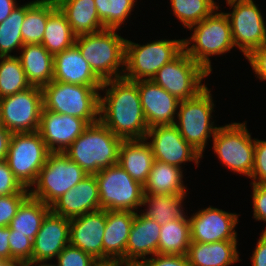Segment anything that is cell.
I'll return each mask as SVG.
<instances>
[{
	"mask_svg": "<svg viewBox=\"0 0 266 266\" xmlns=\"http://www.w3.org/2000/svg\"><path fill=\"white\" fill-rule=\"evenodd\" d=\"M99 120L122 140L145 139L148 132L137 81L124 77L103 82Z\"/></svg>",
	"mask_w": 266,
	"mask_h": 266,
	"instance_id": "6da1fadb",
	"label": "cell"
},
{
	"mask_svg": "<svg viewBox=\"0 0 266 266\" xmlns=\"http://www.w3.org/2000/svg\"><path fill=\"white\" fill-rule=\"evenodd\" d=\"M122 141L99 120L89 124L64 153L88 175H95L103 168L118 164Z\"/></svg>",
	"mask_w": 266,
	"mask_h": 266,
	"instance_id": "7a4b0ae2",
	"label": "cell"
},
{
	"mask_svg": "<svg viewBox=\"0 0 266 266\" xmlns=\"http://www.w3.org/2000/svg\"><path fill=\"white\" fill-rule=\"evenodd\" d=\"M116 31L119 29L105 28L96 33L76 36L75 45L103 82L124 75L127 39Z\"/></svg>",
	"mask_w": 266,
	"mask_h": 266,
	"instance_id": "3957f363",
	"label": "cell"
},
{
	"mask_svg": "<svg viewBox=\"0 0 266 266\" xmlns=\"http://www.w3.org/2000/svg\"><path fill=\"white\" fill-rule=\"evenodd\" d=\"M218 10L219 8L201 22L191 26V37L183 39L184 51L209 74L213 70L210 57L225 55L235 47L230 21L225 12Z\"/></svg>",
	"mask_w": 266,
	"mask_h": 266,
	"instance_id": "277c9868",
	"label": "cell"
},
{
	"mask_svg": "<svg viewBox=\"0 0 266 266\" xmlns=\"http://www.w3.org/2000/svg\"><path fill=\"white\" fill-rule=\"evenodd\" d=\"M52 80L43 86V109L84 119L88 124L99 121L100 88Z\"/></svg>",
	"mask_w": 266,
	"mask_h": 266,
	"instance_id": "5b68a950",
	"label": "cell"
},
{
	"mask_svg": "<svg viewBox=\"0 0 266 266\" xmlns=\"http://www.w3.org/2000/svg\"><path fill=\"white\" fill-rule=\"evenodd\" d=\"M212 96L211 89L206 87L197 96L181 100L176 117L178 120L174 124L181 136L202 156L208 139L213 137L218 129L212 120V112H215Z\"/></svg>",
	"mask_w": 266,
	"mask_h": 266,
	"instance_id": "8992f818",
	"label": "cell"
},
{
	"mask_svg": "<svg viewBox=\"0 0 266 266\" xmlns=\"http://www.w3.org/2000/svg\"><path fill=\"white\" fill-rule=\"evenodd\" d=\"M183 39H160L147 44L126 40L123 77L131 81L151 80L157 71L184 50Z\"/></svg>",
	"mask_w": 266,
	"mask_h": 266,
	"instance_id": "52a82bcc",
	"label": "cell"
},
{
	"mask_svg": "<svg viewBox=\"0 0 266 266\" xmlns=\"http://www.w3.org/2000/svg\"><path fill=\"white\" fill-rule=\"evenodd\" d=\"M213 139V151L222 165L235 174L250 178L254 165L255 138L252 139L247 121L218 126Z\"/></svg>",
	"mask_w": 266,
	"mask_h": 266,
	"instance_id": "ba28073f",
	"label": "cell"
},
{
	"mask_svg": "<svg viewBox=\"0 0 266 266\" xmlns=\"http://www.w3.org/2000/svg\"><path fill=\"white\" fill-rule=\"evenodd\" d=\"M51 152L38 131L12 133L6 162L24 188L35 184Z\"/></svg>",
	"mask_w": 266,
	"mask_h": 266,
	"instance_id": "9c48e42d",
	"label": "cell"
},
{
	"mask_svg": "<svg viewBox=\"0 0 266 266\" xmlns=\"http://www.w3.org/2000/svg\"><path fill=\"white\" fill-rule=\"evenodd\" d=\"M86 175L87 173L64 152H51L39 171L35 184L29 189L30 195L50 206Z\"/></svg>",
	"mask_w": 266,
	"mask_h": 266,
	"instance_id": "30bf717a",
	"label": "cell"
},
{
	"mask_svg": "<svg viewBox=\"0 0 266 266\" xmlns=\"http://www.w3.org/2000/svg\"><path fill=\"white\" fill-rule=\"evenodd\" d=\"M100 208L133 211L142 208L143 185L135 181L119 164L103 168L95 174Z\"/></svg>",
	"mask_w": 266,
	"mask_h": 266,
	"instance_id": "8fae6325",
	"label": "cell"
},
{
	"mask_svg": "<svg viewBox=\"0 0 266 266\" xmlns=\"http://www.w3.org/2000/svg\"><path fill=\"white\" fill-rule=\"evenodd\" d=\"M210 74L184 50L162 66L152 80L180 101L197 96L207 85L203 79Z\"/></svg>",
	"mask_w": 266,
	"mask_h": 266,
	"instance_id": "7c38bea8",
	"label": "cell"
},
{
	"mask_svg": "<svg viewBox=\"0 0 266 266\" xmlns=\"http://www.w3.org/2000/svg\"><path fill=\"white\" fill-rule=\"evenodd\" d=\"M232 11L225 12L234 46L247 58L254 50L266 44V23L254 0H226Z\"/></svg>",
	"mask_w": 266,
	"mask_h": 266,
	"instance_id": "4fadbf2b",
	"label": "cell"
},
{
	"mask_svg": "<svg viewBox=\"0 0 266 266\" xmlns=\"http://www.w3.org/2000/svg\"><path fill=\"white\" fill-rule=\"evenodd\" d=\"M42 109V89L36 86L0 99L2 124L11 133L38 131Z\"/></svg>",
	"mask_w": 266,
	"mask_h": 266,
	"instance_id": "5bb4252c",
	"label": "cell"
},
{
	"mask_svg": "<svg viewBox=\"0 0 266 266\" xmlns=\"http://www.w3.org/2000/svg\"><path fill=\"white\" fill-rule=\"evenodd\" d=\"M151 138V139H150ZM151 146L154 160L182 168L186 162H194L199 166L203 156L195 150L173 125H157L150 127L145 137Z\"/></svg>",
	"mask_w": 266,
	"mask_h": 266,
	"instance_id": "9a60e30c",
	"label": "cell"
},
{
	"mask_svg": "<svg viewBox=\"0 0 266 266\" xmlns=\"http://www.w3.org/2000/svg\"><path fill=\"white\" fill-rule=\"evenodd\" d=\"M239 214L206 207L189 217L191 242L237 241Z\"/></svg>",
	"mask_w": 266,
	"mask_h": 266,
	"instance_id": "2e32d148",
	"label": "cell"
},
{
	"mask_svg": "<svg viewBox=\"0 0 266 266\" xmlns=\"http://www.w3.org/2000/svg\"><path fill=\"white\" fill-rule=\"evenodd\" d=\"M88 125L79 117L42 109L38 132L50 152H64Z\"/></svg>",
	"mask_w": 266,
	"mask_h": 266,
	"instance_id": "e0dca14e",
	"label": "cell"
},
{
	"mask_svg": "<svg viewBox=\"0 0 266 266\" xmlns=\"http://www.w3.org/2000/svg\"><path fill=\"white\" fill-rule=\"evenodd\" d=\"M140 102L148 127L173 125L180 100L151 80L137 81Z\"/></svg>",
	"mask_w": 266,
	"mask_h": 266,
	"instance_id": "ac0fdd59",
	"label": "cell"
},
{
	"mask_svg": "<svg viewBox=\"0 0 266 266\" xmlns=\"http://www.w3.org/2000/svg\"><path fill=\"white\" fill-rule=\"evenodd\" d=\"M107 210L86 213L70 219L69 244L90 254L103 263V236Z\"/></svg>",
	"mask_w": 266,
	"mask_h": 266,
	"instance_id": "d6986e66",
	"label": "cell"
},
{
	"mask_svg": "<svg viewBox=\"0 0 266 266\" xmlns=\"http://www.w3.org/2000/svg\"><path fill=\"white\" fill-rule=\"evenodd\" d=\"M100 209L96 177L88 174L50 205L52 213L68 219Z\"/></svg>",
	"mask_w": 266,
	"mask_h": 266,
	"instance_id": "ffe728a7",
	"label": "cell"
},
{
	"mask_svg": "<svg viewBox=\"0 0 266 266\" xmlns=\"http://www.w3.org/2000/svg\"><path fill=\"white\" fill-rule=\"evenodd\" d=\"M70 219L51 211L33 239L32 260L51 262L69 244Z\"/></svg>",
	"mask_w": 266,
	"mask_h": 266,
	"instance_id": "44dd1931",
	"label": "cell"
},
{
	"mask_svg": "<svg viewBox=\"0 0 266 266\" xmlns=\"http://www.w3.org/2000/svg\"><path fill=\"white\" fill-rule=\"evenodd\" d=\"M160 232L161 226L156 221L142 212H135L126 245V263L140 264L158 254Z\"/></svg>",
	"mask_w": 266,
	"mask_h": 266,
	"instance_id": "7402d4cb",
	"label": "cell"
},
{
	"mask_svg": "<svg viewBox=\"0 0 266 266\" xmlns=\"http://www.w3.org/2000/svg\"><path fill=\"white\" fill-rule=\"evenodd\" d=\"M135 212L107 210L103 236V263H126V245Z\"/></svg>",
	"mask_w": 266,
	"mask_h": 266,
	"instance_id": "603a6c76",
	"label": "cell"
},
{
	"mask_svg": "<svg viewBox=\"0 0 266 266\" xmlns=\"http://www.w3.org/2000/svg\"><path fill=\"white\" fill-rule=\"evenodd\" d=\"M53 80L85 86L103 85L75 44L54 56Z\"/></svg>",
	"mask_w": 266,
	"mask_h": 266,
	"instance_id": "cb8c5ba5",
	"label": "cell"
},
{
	"mask_svg": "<svg viewBox=\"0 0 266 266\" xmlns=\"http://www.w3.org/2000/svg\"><path fill=\"white\" fill-rule=\"evenodd\" d=\"M154 162L148 140H123L119 148L118 164L144 186Z\"/></svg>",
	"mask_w": 266,
	"mask_h": 266,
	"instance_id": "d4e9b609",
	"label": "cell"
},
{
	"mask_svg": "<svg viewBox=\"0 0 266 266\" xmlns=\"http://www.w3.org/2000/svg\"><path fill=\"white\" fill-rule=\"evenodd\" d=\"M237 241L190 242L187 259L191 266H230L240 261Z\"/></svg>",
	"mask_w": 266,
	"mask_h": 266,
	"instance_id": "484cf974",
	"label": "cell"
},
{
	"mask_svg": "<svg viewBox=\"0 0 266 266\" xmlns=\"http://www.w3.org/2000/svg\"><path fill=\"white\" fill-rule=\"evenodd\" d=\"M19 52L31 86L42 88L53 80L54 56L42 44H25Z\"/></svg>",
	"mask_w": 266,
	"mask_h": 266,
	"instance_id": "4316f807",
	"label": "cell"
},
{
	"mask_svg": "<svg viewBox=\"0 0 266 266\" xmlns=\"http://www.w3.org/2000/svg\"><path fill=\"white\" fill-rule=\"evenodd\" d=\"M76 36L104 30L94 0H55Z\"/></svg>",
	"mask_w": 266,
	"mask_h": 266,
	"instance_id": "83f0119b",
	"label": "cell"
},
{
	"mask_svg": "<svg viewBox=\"0 0 266 266\" xmlns=\"http://www.w3.org/2000/svg\"><path fill=\"white\" fill-rule=\"evenodd\" d=\"M183 168L154 160L148 179L143 186L144 194L187 195L183 181Z\"/></svg>",
	"mask_w": 266,
	"mask_h": 266,
	"instance_id": "f1b7e54d",
	"label": "cell"
},
{
	"mask_svg": "<svg viewBox=\"0 0 266 266\" xmlns=\"http://www.w3.org/2000/svg\"><path fill=\"white\" fill-rule=\"evenodd\" d=\"M50 206L29 195L20 205L9 224L10 234H21L34 239L41 228Z\"/></svg>",
	"mask_w": 266,
	"mask_h": 266,
	"instance_id": "f546056e",
	"label": "cell"
},
{
	"mask_svg": "<svg viewBox=\"0 0 266 266\" xmlns=\"http://www.w3.org/2000/svg\"><path fill=\"white\" fill-rule=\"evenodd\" d=\"M187 195L177 194H143L142 206H145L146 216L156 221L160 226L183 217V201ZM148 207V208H147Z\"/></svg>",
	"mask_w": 266,
	"mask_h": 266,
	"instance_id": "4dcf8cb0",
	"label": "cell"
},
{
	"mask_svg": "<svg viewBox=\"0 0 266 266\" xmlns=\"http://www.w3.org/2000/svg\"><path fill=\"white\" fill-rule=\"evenodd\" d=\"M73 33L65 14L57 6L47 19L42 45L55 56L75 44Z\"/></svg>",
	"mask_w": 266,
	"mask_h": 266,
	"instance_id": "1f68e13d",
	"label": "cell"
},
{
	"mask_svg": "<svg viewBox=\"0 0 266 266\" xmlns=\"http://www.w3.org/2000/svg\"><path fill=\"white\" fill-rule=\"evenodd\" d=\"M190 242L189 216L185 214L161 226L158 254L186 255Z\"/></svg>",
	"mask_w": 266,
	"mask_h": 266,
	"instance_id": "d6a6232c",
	"label": "cell"
},
{
	"mask_svg": "<svg viewBox=\"0 0 266 266\" xmlns=\"http://www.w3.org/2000/svg\"><path fill=\"white\" fill-rule=\"evenodd\" d=\"M32 0L23 5H17L11 14L0 22V57L17 56L11 53L15 50L20 52L24 46L21 26L24 22L26 11L36 2Z\"/></svg>",
	"mask_w": 266,
	"mask_h": 266,
	"instance_id": "836d02e7",
	"label": "cell"
},
{
	"mask_svg": "<svg viewBox=\"0 0 266 266\" xmlns=\"http://www.w3.org/2000/svg\"><path fill=\"white\" fill-rule=\"evenodd\" d=\"M57 7L55 0H37L27 11L21 26L25 44H41L49 14Z\"/></svg>",
	"mask_w": 266,
	"mask_h": 266,
	"instance_id": "e575fe53",
	"label": "cell"
},
{
	"mask_svg": "<svg viewBox=\"0 0 266 266\" xmlns=\"http://www.w3.org/2000/svg\"><path fill=\"white\" fill-rule=\"evenodd\" d=\"M0 99L32 87L18 56L0 57Z\"/></svg>",
	"mask_w": 266,
	"mask_h": 266,
	"instance_id": "d590c367",
	"label": "cell"
},
{
	"mask_svg": "<svg viewBox=\"0 0 266 266\" xmlns=\"http://www.w3.org/2000/svg\"><path fill=\"white\" fill-rule=\"evenodd\" d=\"M170 2L174 15L186 29L201 22L220 7L214 0H170Z\"/></svg>",
	"mask_w": 266,
	"mask_h": 266,
	"instance_id": "8d00e7d4",
	"label": "cell"
},
{
	"mask_svg": "<svg viewBox=\"0 0 266 266\" xmlns=\"http://www.w3.org/2000/svg\"><path fill=\"white\" fill-rule=\"evenodd\" d=\"M104 28L119 29L128 19L137 0H94Z\"/></svg>",
	"mask_w": 266,
	"mask_h": 266,
	"instance_id": "74e56055",
	"label": "cell"
},
{
	"mask_svg": "<svg viewBox=\"0 0 266 266\" xmlns=\"http://www.w3.org/2000/svg\"><path fill=\"white\" fill-rule=\"evenodd\" d=\"M30 195L24 188L20 193L0 196V227H8L21 203Z\"/></svg>",
	"mask_w": 266,
	"mask_h": 266,
	"instance_id": "f35d334b",
	"label": "cell"
},
{
	"mask_svg": "<svg viewBox=\"0 0 266 266\" xmlns=\"http://www.w3.org/2000/svg\"><path fill=\"white\" fill-rule=\"evenodd\" d=\"M57 266H97L99 262L90 254L68 244L56 258Z\"/></svg>",
	"mask_w": 266,
	"mask_h": 266,
	"instance_id": "ab89813d",
	"label": "cell"
},
{
	"mask_svg": "<svg viewBox=\"0 0 266 266\" xmlns=\"http://www.w3.org/2000/svg\"><path fill=\"white\" fill-rule=\"evenodd\" d=\"M10 260L32 261L33 240L21 234H10Z\"/></svg>",
	"mask_w": 266,
	"mask_h": 266,
	"instance_id": "60d3db41",
	"label": "cell"
},
{
	"mask_svg": "<svg viewBox=\"0 0 266 266\" xmlns=\"http://www.w3.org/2000/svg\"><path fill=\"white\" fill-rule=\"evenodd\" d=\"M251 183L266 184V140L255 139L254 165Z\"/></svg>",
	"mask_w": 266,
	"mask_h": 266,
	"instance_id": "b9f144b4",
	"label": "cell"
},
{
	"mask_svg": "<svg viewBox=\"0 0 266 266\" xmlns=\"http://www.w3.org/2000/svg\"><path fill=\"white\" fill-rule=\"evenodd\" d=\"M24 187L16 179L6 160H0V196L20 193Z\"/></svg>",
	"mask_w": 266,
	"mask_h": 266,
	"instance_id": "7bdbcfd3",
	"label": "cell"
},
{
	"mask_svg": "<svg viewBox=\"0 0 266 266\" xmlns=\"http://www.w3.org/2000/svg\"><path fill=\"white\" fill-rule=\"evenodd\" d=\"M252 189L253 218L256 221L266 222V184L250 183ZM266 232V227L263 230Z\"/></svg>",
	"mask_w": 266,
	"mask_h": 266,
	"instance_id": "ee69618b",
	"label": "cell"
},
{
	"mask_svg": "<svg viewBox=\"0 0 266 266\" xmlns=\"http://www.w3.org/2000/svg\"><path fill=\"white\" fill-rule=\"evenodd\" d=\"M144 266H191L186 255L155 254L146 259Z\"/></svg>",
	"mask_w": 266,
	"mask_h": 266,
	"instance_id": "f6af8a7d",
	"label": "cell"
},
{
	"mask_svg": "<svg viewBox=\"0 0 266 266\" xmlns=\"http://www.w3.org/2000/svg\"><path fill=\"white\" fill-rule=\"evenodd\" d=\"M257 78L266 81V44L254 50L247 58Z\"/></svg>",
	"mask_w": 266,
	"mask_h": 266,
	"instance_id": "bcb514c9",
	"label": "cell"
},
{
	"mask_svg": "<svg viewBox=\"0 0 266 266\" xmlns=\"http://www.w3.org/2000/svg\"><path fill=\"white\" fill-rule=\"evenodd\" d=\"M250 260L252 266H266V232H261Z\"/></svg>",
	"mask_w": 266,
	"mask_h": 266,
	"instance_id": "7dc6e473",
	"label": "cell"
},
{
	"mask_svg": "<svg viewBox=\"0 0 266 266\" xmlns=\"http://www.w3.org/2000/svg\"><path fill=\"white\" fill-rule=\"evenodd\" d=\"M10 228L0 227V260H10Z\"/></svg>",
	"mask_w": 266,
	"mask_h": 266,
	"instance_id": "c3c4849f",
	"label": "cell"
},
{
	"mask_svg": "<svg viewBox=\"0 0 266 266\" xmlns=\"http://www.w3.org/2000/svg\"><path fill=\"white\" fill-rule=\"evenodd\" d=\"M11 135L4 127L0 128V160L6 159Z\"/></svg>",
	"mask_w": 266,
	"mask_h": 266,
	"instance_id": "681fc988",
	"label": "cell"
},
{
	"mask_svg": "<svg viewBox=\"0 0 266 266\" xmlns=\"http://www.w3.org/2000/svg\"><path fill=\"white\" fill-rule=\"evenodd\" d=\"M16 2V0H0V22L4 21L13 9L19 5Z\"/></svg>",
	"mask_w": 266,
	"mask_h": 266,
	"instance_id": "f907efd6",
	"label": "cell"
},
{
	"mask_svg": "<svg viewBox=\"0 0 266 266\" xmlns=\"http://www.w3.org/2000/svg\"><path fill=\"white\" fill-rule=\"evenodd\" d=\"M24 266H57L55 263L51 264L48 263L47 261H28L24 263Z\"/></svg>",
	"mask_w": 266,
	"mask_h": 266,
	"instance_id": "816d5d0a",
	"label": "cell"
},
{
	"mask_svg": "<svg viewBox=\"0 0 266 266\" xmlns=\"http://www.w3.org/2000/svg\"><path fill=\"white\" fill-rule=\"evenodd\" d=\"M0 266H24V263L18 260H0Z\"/></svg>",
	"mask_w": 266,
	"mask_h": 266,
	"instance_id": "f5cc1de1",
	"label": "cell"
},
{
	"mask_svg": "<svg viewBox=\"0 0 266 266\" xmlns=\"http://www.w3.org/2000/svg\"><path fill=\"white\" fill-rule=\"evenodd\" d=\"M97 266H121L118 262L99 263Z\"/></svg>",
	"mask_w": 266,
	"mask_h": 266,
	"instance_id": "db71d44e",
	"label": "cell"
},
{
	"mask_svg": "<svg viewBox=\"0 0 266 266\" xmlns=\"http://www.w3.org/2000/svg\"><path fill=\"white\" fill-rule=\"evenodd\" d=\"M121 266H144L142 263H121Z\"/></svg>",
	"mask_w": 266,
	"mask_h": 266,
	"instance_id": "11a10c76",
	"label": "cell"
},
{
	"mask_svg": "<svg viewBox=\"0 0 266 266\" xmlns=\"http://www.w3.org/2000/svg\"><path fill=\"white\" fill-rule=\"evenodd\" d=\"M1 127H3V124H2L1 111H0V128Z\"/></svg>",
	"mask_w": 266,
	"mask_h": 266,
	"instance_id": "9f6ffc18",
	"label": "cell"
}]
</instances>
